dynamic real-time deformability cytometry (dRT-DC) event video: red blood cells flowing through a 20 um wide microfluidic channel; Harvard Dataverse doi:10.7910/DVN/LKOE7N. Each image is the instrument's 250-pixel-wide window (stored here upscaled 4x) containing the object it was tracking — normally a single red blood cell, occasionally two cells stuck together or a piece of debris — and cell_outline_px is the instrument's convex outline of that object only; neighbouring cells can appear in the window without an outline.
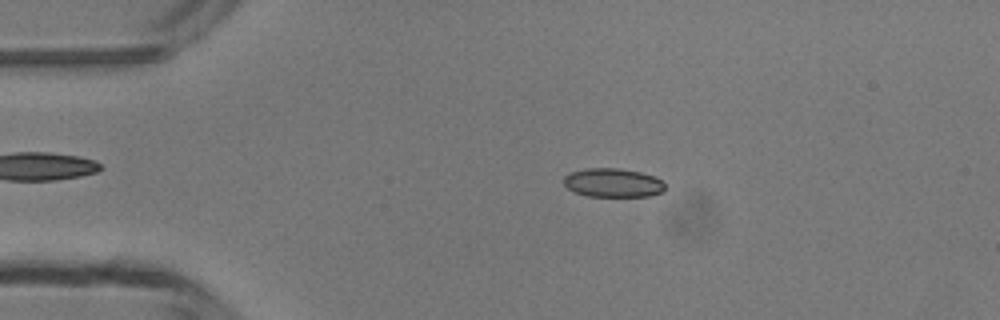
{"species": "common noctule bat (a hibernating species)", "species_latin": "Nyctalus noctula", "temperature_condition": "room temperature", "stored_images_in_passage": 47, "camera_frame_rate_fps": 3000, "um_per_image_px": 0.085, "animal": {"sex": "male", "body_mass_g": 13.3}, "frame": {"image": 1, "passage_image": 9, "time_ms": 2.667, "image_size_px": [1000, 320], "cell_outline_px": [[664, 192], [648, 196], [588, 196], [572, 192], [564, 184], [564, 176], [572, 172], [584, 168], [616, 168], [640, 172], [656, 176], [664, 184]], "centroid_in_image_um": [52.09, 15.53], "position_along_channel_um": 32.9, "area_um2": 17.05}}
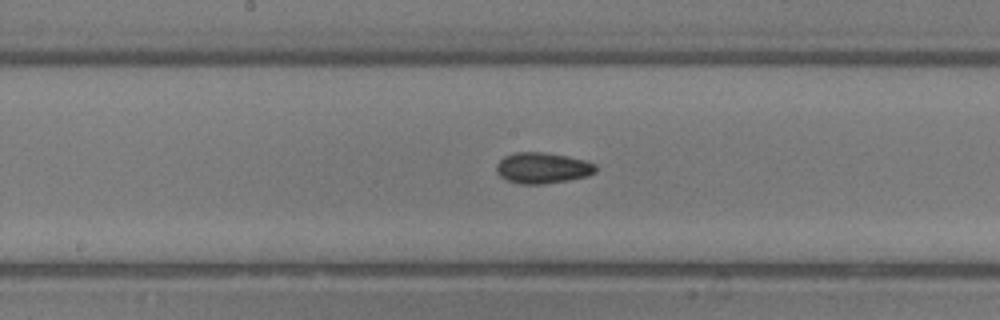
{"frame": {"image": 2, "passage_image": 24, "time_ms": 7.667, "image_size_px": [1000, 320], "cell_outline_px": [[596, 172], [588, 176], [568, 180], [544, 184], [520, 184], [508, 180], [500, 176], [496, 172], [496, 164], [504, 156], [516, 152], [544, 152], [568, 156], [584, 160], [596, 164]], "centroid_in_image_um": [46.12, 14.27], "position_along_channel_um": 202.1, "area_um2": 17.98}}
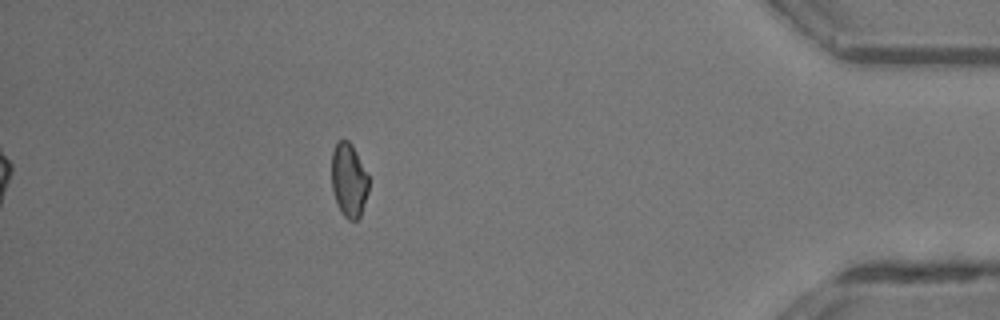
{"frame": {"image": 3, "passage_image": 42, "time_ms": 13.667, "image_size_px": [1000, 320], "cell_outline_px": [[368, 192], [360, 216], [356, 220], [348, 220], [340, 212], [332, 188], [332, 152], [336, 140], [348, 140], [352, 144], [368, 176]], "centroid_in_image_um": [29.64, 15.3], "position_along_channel_um": 405.6, "area_um2": 15.9}, "authors_computed_cell_mechanics": {"area_um2": 17.1088, "velocity_mm_per_s": 4.254, "shape_relaxation_time_tau1_ms": 3.445, "shape_relaxation_time_tau2_ms": 7.5537, "deformation_change_tau1": 0.0754, "deformation_change_tau2": 0.1363}}